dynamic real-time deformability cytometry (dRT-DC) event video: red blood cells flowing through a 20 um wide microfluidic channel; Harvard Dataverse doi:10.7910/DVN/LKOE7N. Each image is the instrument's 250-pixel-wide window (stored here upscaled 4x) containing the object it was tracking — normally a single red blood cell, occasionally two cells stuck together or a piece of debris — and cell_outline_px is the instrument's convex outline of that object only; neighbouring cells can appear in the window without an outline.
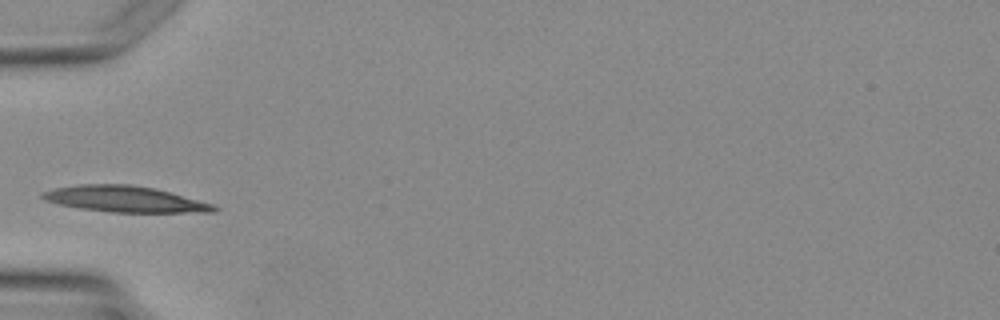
{"species": "Egyptian fruit bat (a non-hibernating species)", "species_latin": "Rousettus aegyptiacus", "temperature_condition": "warm", "stored_images_in_passage": 1, "camera_frame_rate_fps": 3000, "um_per_image_px": 0.085, "animal": {"sex": "female"}, "frame": {"image": 1, "passage_image": 1, "time_ms": 0.0, "image_size_px": [1000, 320], "cell_outline_px": [[220, 208], [216, 212], [108, 212], [80, 208], [60, 204], [44, 200], [40, 196], [44, 192], [56, 188], [76, 184], [128, 184], [152, 188], [216, 204]], "centroid_in_image_um": [10.65, 16.93], "position_along_channel_um": 74.4, "area_um2": 25.89}}